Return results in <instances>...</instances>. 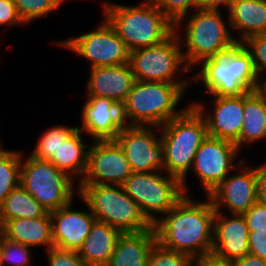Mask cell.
Returning a JSON list of instances; mask_svg holds the SVG:
<instances>
[{
	"label": "cell",
	"mask_w": 266,
	"mask_h": 266,
	"mask_svg": "<svg viewBox=\"0 0 266 266\" xmlns=\"http://www.w3.org/2000/svg\"><path fill=\"white\" fill-rule=\"evenodd\" d=\"M240 150L235 143L214 137H207L196 151L191 169L197 175L208 196L230 172Z\"/></svg>",
	"instance_id": "4fadbf2b"
},
{
	"label": "cell",
	"mask_w": 266,
	"mask_h": 266,
	"mask_svg": "<svg viewBox=\"0 0 266 266\" xmlns=\"http://www.w3.org/2000/svg\"><path fill=\"white\" fill-rule=\"evenodd\" d=\"M0 233L7 239L29 247L46 246L45 250L54 247L52 239V220L50 212L37 218H18L7 220Z\"/></svg>",
	"instance_id": "7402d4cb"
},
{
	"label": "cell",
	"mask_w": 266,
	"mask_h": 266,
	"mask_svg": "<svg viewBox=\"0 0 266 266\" xmlns=\"http://www.w3.org/2000/svg\"><path fill=\"white\" fill-rule=\"evenodd\" d=\"M86 96L114 100L122 105L136 81L129 63L90 68Z\"/></svg>",
	"instance_id": "ffe728a7"
},
{
	"label": "cell",
	"mask_w": 266,
	"mask_h": 266,
	"mask_svg": "<svg viewBox=\"0 0 266 266\" xmlns=\"http://www.w3.org/2000/svg\"><path fill=\"white\" fill-rule=\"evenodd\" d=\"M191 14L180 18L174 24V31L179 36L181 47L186 48L182 51L184 61L193 71V66L195 67L197 64L199 66L207 58L222 55L236 42L231 34L232 31L229 30L230 27L226 21L224 22L221 9L197 8ZM183 26L185 29L183 34L186 35L184 39L180 35Z\"/></svg>",
	"instance_id": "8992f818"
},
{
	"label": "cell",
	"mask_w": 266,
	"mask_h": 266,
	"mask_svg": "<svg viewBox=\"0 0 266 266\" xmlns=\"http://www.w3.org/2000/svg\"><path fill=\"white\" fill-rule=\"evenodd\" d=\"M58 44L86 58L89 68L129 63L127 46L105 18L96 30L62 40Z\"/></svg>",
	"instance_id": "8fae6325"
},
{
	"label": "cell",
	"mask_w": 266,
	"mask_h": 266,
	"mask_svg": "<svg viewBox=\"0 0 266 266\" xmlns=\"http://www.w3.org/2000/svg\"><path fill=\"white\" fill-rule=\"evenodd\" d=\"M62 3H65L66 1H71V0H60Z\"/></svg>",
	"instance_id": "ee69618b"
},
{
	"label": "cell",
	"mask_w": 266,
	"mask_h": 266,
	"mask_svg": "<svg viewBox=\"0 0 266 266\" xmlns=\"http://www.w3.org/2000/svg\"><path fill=\"white\" fill-rule=\"evenodd\" d=\"M158 8L175 24L180 18L198 8L197 0H153ZM192 9V10H190Z\"/></svg>",
	"instance_id": "836d02e7"
},
{
	"label": "cell",
	"mask_w": 266,
	"mask_h": 266,
	"mask_svg": "<svg viewBox=\"0 0 266 266\" xmlns=\"http://www.w3.org/2000/svg\"><path fill=\"white\" fill-rule=\"evenodd\" d=\"M78 189V197L90 208L96 220L122 233H138L152 227L121 185L78 184Z\"/></svg>",
	"instance_id": "52a82bcc"
},
{
	"label": "cell",
	"mask_w": 266,
	"mask_h": 266,
	"mask_svg": "<svg viewBox=\"0 0 266 266\" xmlns=\"http://www.w3.org/2000/svg\"><path fill=\"white\" fill-rule=\"evenodd\" d=\"M22 156L20 151L0 148V204L20 185Z\"/></svg>",
	"instance_id": "f1b7e54d"
},
{
	"label": "cell",
	"mask_w": 266,
	"mask_h": 266,
	"mask_svg": "<svg viewBox=\"0 0 266 266\" xmlns=\"http://www.w3.org/2000/svg\"><path fill=\"white\" fill-rule=\"evenodd\" d=\"M263 89L266 91V79H263Z\"/></svg>",
	"instance_id": "7bdbcfd3"
},
{
	"label": "cell",
	"mask_w": 266,
	"mask_h": 266,
	"mask_svg": "<svg viewBox=\"0 0 266 266\" xmlns=\"http://www.w3.org/2000/svg\"><path fill=\"white\" fill-rule=\"evenodd\" d=\"M23 25L13 0H0V26Z\"/></svg>",
	"instance_id": "8d00e7d4"
},
{
	"label": "cell",
	"mask_w": 266,
	"mask_h": 266,
	"mask_svg": "<svg viewBox=\"0 0 266 266\" xmlns=\"http://www.w3.org/2000/svg\"><path fill=\"white\" fill-rule=\"evenodd\" d=\"M151 225L166 215L185 195L182 182L162 171L133 172L121 185Z\"/></svg>",
	"instance_id": "9c48e42d"
},
{
	"label": "cell",
	"mask_w": 266,
	"mask_h": 266,
	"mask_svg": "<svg viewBox=\"0 0 266 266\" xmlns=\"http://www.w3.org/2000/svg\"><path fill=\"white\" fill-rule=\"evenodd\" d=\"M245 160L243 158L238 162L239 173H230L208 195L216 212L227 208L231 214L242 215L257 201L256 167L244 166Z\"/></svg>",
	"instance_id": "9a60e30c"
},
{
	"label": "cell",
	"mask_w": 266,
	"mask_h": 266,
	"mask_svg": "<svg viewBox=\"0 0 266 266\" xmlns=\"http://www.w3.org/2000/svg\"><path fill=\"white\" fill-rule=\"evenodd\" d=\"M132 173L116 140H95L89 146L87 171L78 184L122 185Z\"/></svg>",
	"instance_id": "5bb4252c"
},
{
	"label": "cell",
	"mask_w": 266,
	"mask_h": 266,
	"mask_svg": "<svg viewBox=\"0 0 266 266\" xmlns=\"http://www.w3.org/2000/svg\"><path fill=\"white\" fill-rule=\"evenodd\" d=\"M21 158L20 186L29 192L47 210L55 211L73 202L79 189L69 174L55 167L51 161L31 156Z\"/></svg>",
	"instance_id": "ba28073f"
},
{
	"label": "cell",
	"mask_w": 266,
	"mask_h": 266,
	"mask_svg": "<svg viewBox=\"0 0 266 266\" xmlns=\"http://www.w3.org/2000/svg\"><path fill=\"white\" fill-rule=\"evenodd\" d=\"M200 64L201 69L191 77V83L200 81L205 93L212 96H240L263 88V80L255 73L251 54L242 43H236L222 55L207 58Z\"/></svg>",
	"instance_id": "277c9868"
},
{
	"label": "cell",
	"mask_w": 266,
	"mask_h": 266,
	"mask_svg": "<svg viewBox=\"0 0 266 266\" xmlns=\"http://www.w3.org/2000/svg\"><path fill=\"white\" fill-rule=\"evenodd\" d=\"M72 202L50 212L54 247L79 251L90 233L96 218L89 212L72 210Z\"/></svg>",
	"instance_id": "d6986e66"
},
{
	"label": "cell",
	"mask_w": 266,
	"mask_h": 266,
	"mask_svg": "<svg viewBox=\"0 0 266 266\" xmlns=\"http://www.w3.org/2000/svg\"><path fill=\"white\" fill-rule=\"evenodd\" d=\"M19 17L24 25L36 18L47 16L57 11L63 3L60 0H13Z\"/></svg>",
	"instance_id": "f546056e"
},
{
	"label": "cell",
	"mask_w": 266,
	"mask_h": 266,
	"mask_svg": "<svg viewBox=\"0 0 266 266\" xmlns=\"http://www.w3.org/2000/svg\"><path fill=\"white\" fill-rule=\"evenodd\" d=\"M261 139H266V91L263 88L244 94L243 125L235 144L241 151L245 144L250 145Z\"/></svg>",
	"instance_id": "d4e9b609"
},
{
	"label": "cell",
	"mask_w": 266,
	"mask_h": 266,
	"mask_svg": "<svg viewBox=\"0 0 266 266\" xmlns=\"http://www.w3.org/2000/svg\"><path fill=\"white\" fill-rule=\"evenodd\" d=\"M249 231L266 232V204L256 201L254 205L242 214Z\"/></svg>",
	"instance_id": "d590c367"
},
{
	"label": "cell",
	"mask_w": 266,
	"mask_h": 266,
	"mask_svg": "<svg viewBox=\"0 0 266 266\" xmlns=\"http://www.w3.org/2000/svg\"><path fill=\"white\" fill-rule=\"evenodd\" d=\"M103 16L129 52L162 43L174 32V23L153 0L140 5L102 3Z\"/></svg>",
	"instance_id": "7a4b0ae2"
},
{
	"label": "cell",
	"mask_w": 266,
	"mask_h": 266,
	"mask_svg": "<svg viewBox=\"0 0 266 266\" xmlns=\"http://www.w3.org/2000/svg\"><path fill=\"white\" fill-rule=\"evenodd\" d=\"M78 127H68L63 125H55L49 127L37 141L33 151L30 152L31 156L41 160L50 161L60 146L68 140L76 131Z\"/></svg>",
	"instance_id": "83f0119b"
},
{
	"label": "cell",
	"mask_w": 266,
	"mask_h": 266,
	"mask_svg": "<svg viewBox=\"0 0 266 266\" xmlns=\"http://www.w3.org/2000/svg\"><path fill=\"white\" fill-rule=\"evenodd\" d=\"M47 213V210L29 192L19 185L0 204V227L7 220L37 218L45 216Z\"/></svg>",
	"instance_id": "4316f807"
},
{
	"label": "cell",
	"mask_w": 266,
	"mask_h": 266,
	"mask_svg": "<svg viewBox=\"0 0 266 266\" xmlns=\"http://www.w3.org/2000/svg\"><path fill=\"white\" fill-rule=\"evenodd\" d=\"M82 107L83 133L89 134L95 140H115L124 125L121 105L112 99L87 96Z\"/></svg>",
	"instance_id": "e0dca14e"
},
{
	"label": "cell",
	"mask_w": 266,
	"mask_h": 266,
	"mask_svg": "<svg viewBox=\"0 0 266 266\" xmlns=\"http://www.w3.org/2000/svg\"><path fill=\"white\" fill-rule=\"evenodd\" d=\"M32 247L9 240L0 233V256L2 266L5 263L13 264V266H30Z\"/></svg>",
	"instance_id": "4dcf8cb0"
},
{
	"label": "cell",
	"mask_w": 266,
	"mask_h": 266,
	"mask_svg": "<svg viewBox=\"0 0 266 266\" xmlns=\"http://www.w3.org/2000/svg\"><path fill=\"white\" fill-rule=\"evenodd\" d=\"M229 215L215 213L212 254L234 261L249 254V230L243 215Z\"/></svg>",
	"instance_id": "ac0fdd59"
},
{
	"label": "cell",
	"mask_w": 266,
	"mask_h": 266,
	"mask_svg": "<svg viewBox=\"0 0 266 266\" xmlns=\"http://www.w3.org/2000/svg\"><path fill=\"white\" fill-rule=\"evenodd\" d=\"M234 0H197L200 9H220L221 6L227 8Z\"/></svg>",
	"instance_id": "b9f144b4"
},
{
	"label": "cell",
	"mask_w": 266,
	"mask_h": 266,
	"mask_svg": "<svg viewBox=\"0 0 266 266\" xmlns=\"http://www.w3.org/2000/svg\"><path fill=\"white\" fill-rule=\"evenodd\" d=\"M189 85L136 80L121 105L124 125L163 126L187 108L176 109Z\"/></svg>",
	"instance_id": "3957f363"
},
{
	"label": "cell",
	"mask_w": 266,
	"mask_h": 266,
	"mask_svg": "<svg viewBox=\"0 0 266 266\" xmlns=\"http://www.w3.org/2000/svg\"><path fill=\"white\" fill-rule=\"evenodd\" d=\"M203 115L209 137L236 143L243 125L244 94L240 96H216L213 98V112H205L202 102H191ZM207 114V115H206Z\"/></svg>",
	"instance_id": "2e32d148"
},
{
	"label": "cell",
	"mask_w": 266,
	"mask_h": 266,
	"mask_svg": "<svg viewBox=\"0 0 266 266\" xmlns=\"http://www.w3.org/2000/svg\"><path fill=\"white\" fill-rule=\"evenodd\" d=\"M249 254L266 260V232L249 231Z\"/></svg>",
	"instance_id": "74e56055"
},
{
	"label": "cell",
	"mask_w": 266,
	"mask_h": 266,
	"mask_svg": "<svg viewBox=\"0 0 266 266\" xmlns=\"http://www.w3.org/2000/svg\"><path fill=\"white\" fill-rule=\"evenodd\" d=\"M257 201L266 204V162L256 167Z\"/></svg>",
	"instance_id": "f35d334b"
},
{
	"label": "cell",
	"mask_w": 266,
	"mask_h": 266,
	"mask_svg": "<svg viewBox=\"0 0 266 266\" xmlns=\"http://www.w3.org/2000/svg\"><path fill=\"white\" fill-rule=\"evenodd\" d=\"M192 261L189 255L165 248L156 241L151 248L147 266H192Z\"/></svg>",
	"instance_id": "1f68e13d"
},
{
	"label": "cell",
	"mask_w": 266,
	"mask_h": 266,
	"mask_svg": "<svg viewBox=\"0 0 266 266\" xmlns=\"http://www.w3.org/2000/svg\"><path fill=\"white\" fill-rule=\"evenodd\" d=\"M192 266H233V263L210 254L193 259Z\"/></svg>",
	"instance_id": "ab89813d"
},
{
	"label": "cell",
	"mask_w": 266,
	"mask_h": 266,
	"mask_svg": "<svg viewBox=\"0 0 266 266\" xmlns=\"http://www.w3.org/2000/svg\"><path fill=\"white\" fill-rule=\"evenodd\" d=\"M207 201L184 197L164 217L153 224L156 241L163 247L189 255L192 259L212 254L215 209Z\"/></svg>",
	"instance_id": "6da1fadb"
},
{
	"label": "cell",
	"mask_w": 266,
	"mask_h": 266,
	"mask_svg": "<svg viewBox=\"0 0 266 266\" xmlns=\"http://www.w3.org/2000/svg\"><path fill=\"white\" fill-rule=\"evenodd\" d=\"M158 130L160 127L156 126L125 125L117 135L115 140L123 149L133 172H165L164 148L160 133H156Z\"/></svg>",
	"instance_id": "7c38bea8"
},
{
	"label": "cell",
	"mask_w": 266,
	"mask_h": 266,
	"mask_svg": "<svg viewBox=\"0 0 266 266\" xmlns=\"http://www.w3.org/2000/svg\"><path fill=\"white\" fill-rule=\"evenodd\" d=\"M227 11L230 28L240 32L236 43L266 33V0H234Z\"/></svg>",
	"instance_id": "44dd1931"
},
{
	"label": "cell",
	"mask_w": 266,
	"mask_h": 266,
	"mask_svg": "<svg viewBox=\"0 0 266 266\" xmlns=\"http://www.w3.org/2000/svg\"><path fill=\"white\" fill-rule=\"evenodd\" d=\"M158 132L164 148L165 172L181 180L187 195V174L196 151L208 137L205 118L193 104H189L179 116L161 126Z\"/></svg>",
	"instance_id": "5b68a950"
},
{
	"label": "cell",
	"mask_w": 266,
	"mask_h": 266,
	"mask_svg": "<svg viewBox=\"0 0 266 266\" xmlns=\"http://www.w3.org/2000/svg\"><path fill=\"white\" fill-rule=\"evenodd\" d=\"M183 49L174 31L160 44L130 52L129 64L136 80L190 83L188 78H176L177 72L184 74L191 71L184 61Z\"/></svg>",
	"instance_id": "30bf717a"
},
{
	"label": "cell",
	"mask_w": 266,
	"mask_h": 266,
	"mask_svg": "<svg viewBox=\"0 0 266 266\" xmlns=\"http://www.w3.org/2000/svg\"><path fill=\"white\" fill-rule=\"evenodd\" d=\"M233 266H266V260L247 254L243 258L232 261Z\"/></svg>",
	"instance_id": "60d3db41"
},
{
	"label": "cell",
	"mask_w": 266,
	"mask_h": 266,
	"mask_svg": "<svg viewBox=\"0 0 266 266\" xmlns=\"http://www.w3.org/2000/svg\"><path fill=\"white\" fill-rule=\"evenodd\" d=\"M242 44L251 54L255 73L261 80L266 74V33L248 37Z\"/></svg>",
	"instance_id": "d6a6232c"
},
{
	"label": "cell",
	"mask_w": 266,
	"mask_h": 266,
	"mask_svg": "<svg viewBox=\"0 0 266 266\" xmlns=\"http://www.w3.org/2000/svg\"><path fill=\"white\" fill-rule=\"evenodd\" d=\"M81 134L83 132L78 129L60 146L57 155L50 160L55 167L66 172L73 179L76 176L79 179L78 183L81 182L87 171L89 150V144Z\"/></svg>",
	"instance_id": "484cf974"
},
{
	"label": "cell",
	"mask_w": 266,
	"mask_h": 266,
	"mask_svg": "<svg viewBox=\"0 0 266 266\" xmlns=\"http://www.w3.org/2000/svg\"><path fill=\"white\" fill-rule=\"evenodd\" d=\"M156 242L153 226L138 233H122L106 266H147Z\"/></svg>",
	"instance_id": "603a6c76"
},
{
	"label": "cell",
	"mask_w": 266,
	"mask_h": 266,
	"mask_svg": "<svg viewBox=\"0 0 266 266\" xmlns=\"http://www.w3.org/2000/svg\"><path fill=\"white\" fill-rule=\"evenodd\" d=\"M46 252L49 266H86L78 251L51 247Z\"/></svg>",
	"instance_id": "e575fe53"
},
{
	"label": "cell",
	"mask_w": 266,
	"mask_h": 266,
	"mask_svg": "<svg viewBox=\"0 0 266 266\" xmlns=\"http://www.w3.org/2000/svg\"><path fill=\"white\" fill-rule=\"evenodd\" d=\"M122 232L96 220L78 253L86 266H106Z\"/></svg>",
	"instance_id": "cb8c5ba5"
}]
</instances>
